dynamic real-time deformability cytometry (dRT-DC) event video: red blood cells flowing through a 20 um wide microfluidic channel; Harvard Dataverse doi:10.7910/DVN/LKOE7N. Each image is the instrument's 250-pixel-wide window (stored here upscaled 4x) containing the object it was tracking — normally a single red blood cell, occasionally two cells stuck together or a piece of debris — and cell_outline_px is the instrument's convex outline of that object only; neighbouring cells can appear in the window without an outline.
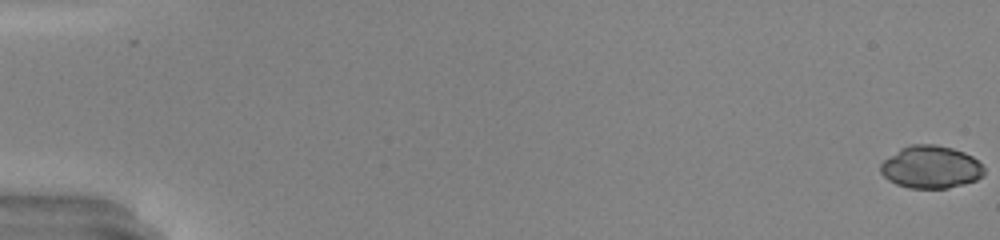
{"species": "common noctule bat (a hibernating species)", "species_latin": "Nyctalus noctula", "temperature_condition": "warm", "stored_images_in_passage": 51, "camera_frame_rate_fps": 3000, "um_per_image_px": 0.085, "animal": {"sex": "male", "body_mass_g": 20.0, "forearm_length_mm": 53.3}, "frame": {"image": 1, "passage_image": 1, "time_ms": 0.0, "image_size_px": [1000, 240], "cell_outline_px": [[984, 176], [976, 180], [964, 184], [948, 188], [908, 188], [896, 184], [888, 180], [880, 172], [880, 164], [884, 160], [900, 148], [912, 144], [936, 144], [952, 148], [964, 152], [972, 156], [984, 168]], "centroid_in_image_um": [79.11, 14.2], "position_along_channel_um": 5.9, "area_um2": 25.78}}
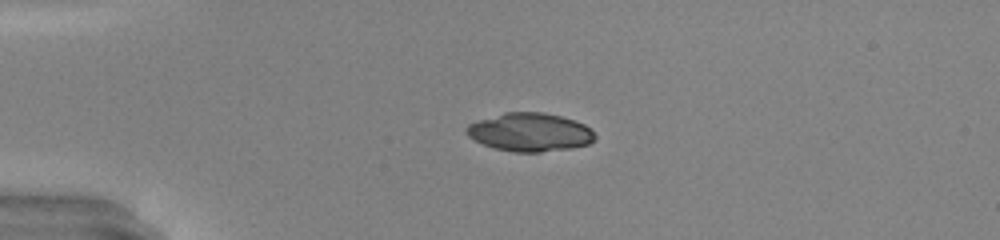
{"frame": {"image": 2, "passage_image": 14, "time_ms": 4.333, "image_size_px": [1000, 240], "cell_outline_px": [[596, 136], [588, 144], [572, 148], [540, 152], [512, 152], [492, 148], [468, 136], [464, 128], [468, 124], [504, 112], [544, 112], [560, 116], [584, 124]], "centroid_in_image_um": [45.01, 11.24], "position_along_channel_um": 40.0, "area_um2": 28.55}}